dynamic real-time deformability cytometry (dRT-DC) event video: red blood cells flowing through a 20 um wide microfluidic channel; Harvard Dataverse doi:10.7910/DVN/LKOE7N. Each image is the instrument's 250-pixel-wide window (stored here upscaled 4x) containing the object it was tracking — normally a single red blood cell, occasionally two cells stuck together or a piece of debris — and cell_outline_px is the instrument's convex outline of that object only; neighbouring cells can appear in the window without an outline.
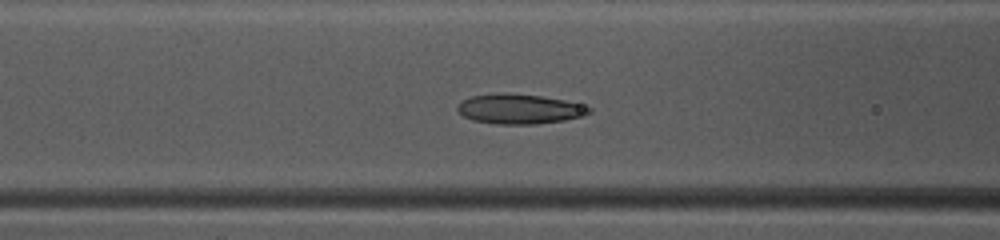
{"species": "common noctule bat (a hibernating species)", "species_latin": "Nyctalus noctula", "temperature_condition": "warm", "stored_images_in_passage": 37, "camera_frame_rate_fps": 3000, "um_per_image_px": 0.085, "animal": {"sex": "female", "body_mass_g": 10.0, "forearm_length_mm": 53.1}, "frame": {"image": 1, "passage_image": 9, "time_ms": 2.667, "image_size_px": [1000, 240], "cell_outline_px": [[592, 112], [584, 116], [564, 120], [536, 124], [496, 124], [472, 120], [464, 116], [456, 108], [468, 96], [504, 92], [540, 96], [564, 100], [580, 104], [592, 108]], "centroid_in_image_um": [44.17, 9.26], "position_along_channel_um": 122.4, "area_um2": 22.89}}
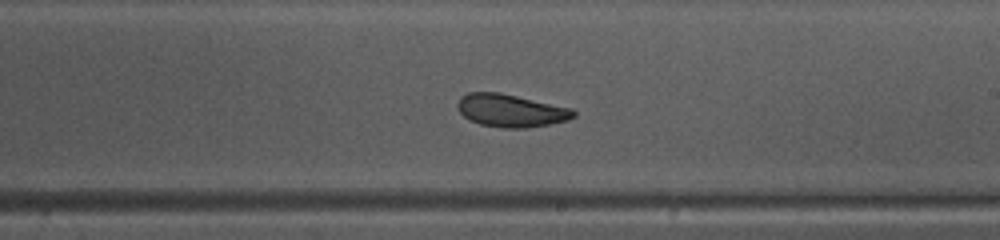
{"frame": {"image": 2, "passage_image": 18, "time_ms": 5.667, "image_size_px": [1000, 240], "cell_outline_px": [[576, 116], [568, 120], [528, 128], [504, 128], [480, 124], [464, 116], [460, 112], [456, 104], [460, 96], [468, 92], [500, 92], [572, 108], [576, 112]], "centroid_in_image_um": [43.42, 9.39], "position_along_channel_um": 245.6, "area_um2": 22.2}}
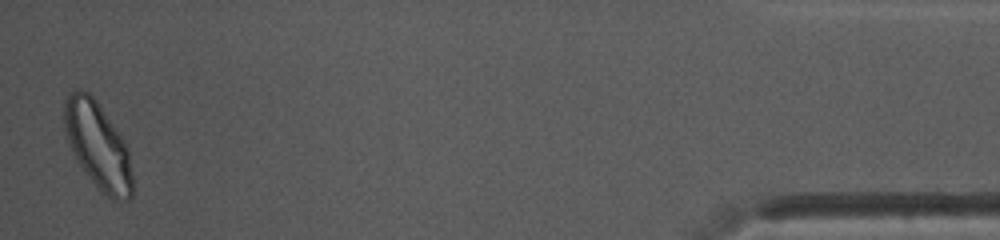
{"frame": {"image": 3, "passage_image": 37, "time_ms": 12.0, "image_size_px": [1000, 240], "cell_outline_px": [[132, 196], [128, 200], [112, 200], [100, 192], [96, 188], [72, 152], [68, 144], [64, 132], [64, 100], [68, 92], [80, 88], [88, 92], [96, 100], [128, 148], [132, 172]], "centroid_in_image_um": [8.29, 12.38], "position_along_channel_um": 426.9, "area_um2": 34.45}, "authors_computed_cell_mechanics": {"area_um2": 22.8888, "velocity_mm_per_s": 4.1077, "shape_relaxation_time_tau1_ms": 2.9963, "shape_relaxation_time_tau2_ms": 3.5036, "deformation_change_tau1": 0.1232, "deformation_change_tau2": 0.0721}}